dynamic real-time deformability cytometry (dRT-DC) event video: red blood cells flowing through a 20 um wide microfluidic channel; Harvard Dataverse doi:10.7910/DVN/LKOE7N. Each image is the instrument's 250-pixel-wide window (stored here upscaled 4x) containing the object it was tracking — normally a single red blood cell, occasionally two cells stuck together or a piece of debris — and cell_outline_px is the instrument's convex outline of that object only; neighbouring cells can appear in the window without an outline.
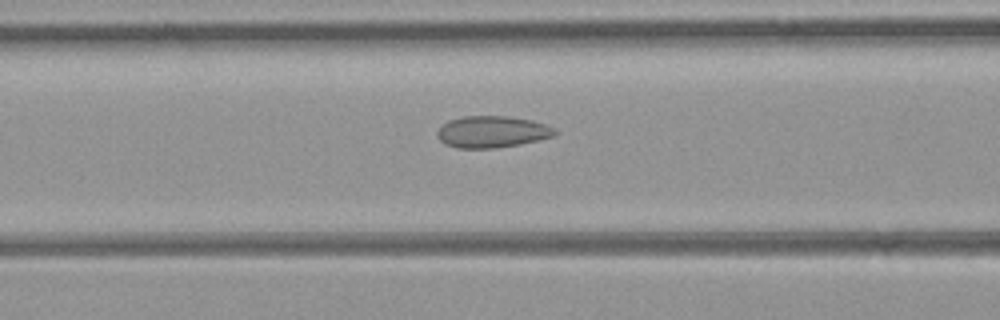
{"species": "common noctule bat (a hibernating species)", "species_latin": "Nyctalus noctula", "temperature_condition": "room temperature", "stored_images_in_passage": 12, "camera_frame_rate_fps": 3000, "um_per_image_px": 0.085, "animal": {"sex": "female", "body_mass_g": 21.9}, "frame": {"image": 1, "passage_image": 10, "time_ms": 3.0, "image_size_px": [1000, 320], "cell_outline_px": [[556, 132], [552, 136], [520, 144], [496, 148], [460, 148], [444, 144], [436, 136], [436, 132], [448, 120], [464, 116], [508, 116], [532, 120], [556, 128]], "centroid_in_image_um": [41.8, 11.2], "position_along_channel_um": 124.8, "area_um2": 21.62}}